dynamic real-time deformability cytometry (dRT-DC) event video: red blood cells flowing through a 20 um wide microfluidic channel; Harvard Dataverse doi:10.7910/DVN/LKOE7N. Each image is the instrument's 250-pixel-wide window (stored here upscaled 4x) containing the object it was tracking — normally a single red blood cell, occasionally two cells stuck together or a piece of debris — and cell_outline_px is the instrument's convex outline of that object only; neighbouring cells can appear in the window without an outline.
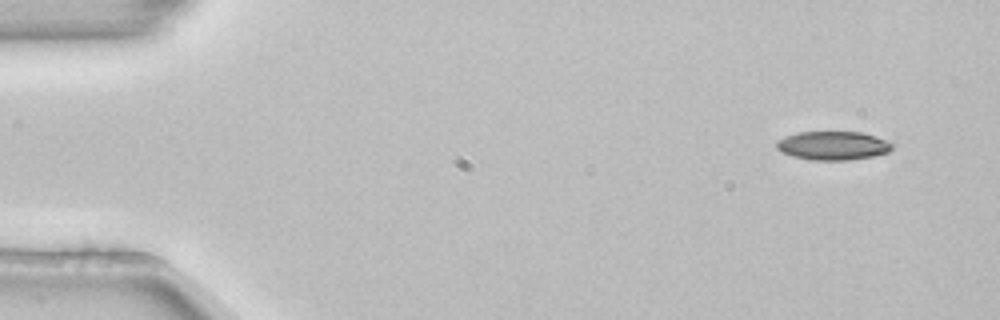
{"species": "common noctule bat (a hibernating species)", "species_latin": "Nyctalus noctula", "temperature_condition": "room temperature", "stored_images_in_passage": 4, "camera_frame_rate_fps": 3000, "um_per_image_px": 0.085, "animal": {"sex": "female", "body_mass_g": 22.7, "forearm_length_mm": 54.2}, "frame": {"image": 1, "passage_image": 1, "time_ms": 0.0, "image_size_px": [1000, 320], "cell_outline_px": [[896, 144], [888, 152], [872, 156], [848, 160], [812, 160], [792, 156], [780, 152], [776, 148], [776, 140], [784, 136], [796, 132], [860, 132], [876, 136]], "centroid_in_image_um": [70.77, 12.37], "position_along_channel_um": 14.2, "area_um2": 19.54}}
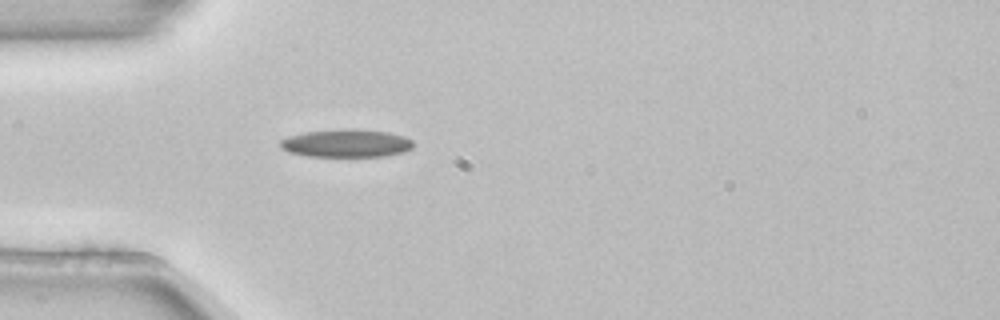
{"frame": {"image": 2, "passage_image": 4, "time_ms": 1.0, "image_size_px": [1000, 320], "cell_outline_px": [[412, 148], [404, 152], [384, 156], [308, 156], [288, 152], [280, 148], [280, 140], [304, 132], [388, 132], [404, 136], [412, 140]], "centroid_in_image_um": [29.44, 12.24], "position_along_channel_um": 55.6, "area_um2": 20.35}}